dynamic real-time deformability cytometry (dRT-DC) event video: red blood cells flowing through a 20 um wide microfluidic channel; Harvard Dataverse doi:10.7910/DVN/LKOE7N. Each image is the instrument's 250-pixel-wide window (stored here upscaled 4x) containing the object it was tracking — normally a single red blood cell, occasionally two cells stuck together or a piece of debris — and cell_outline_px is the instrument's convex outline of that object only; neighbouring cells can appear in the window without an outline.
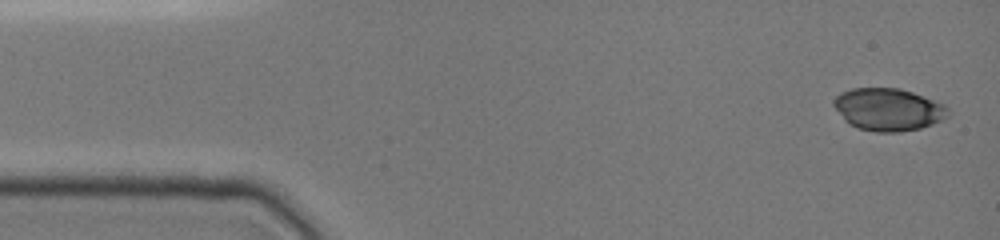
{"species": "common noctule bat (a hibernating species)", "species_latin": "Nyctalus noctula", "temperature_condition": "cold", "stored_images_in_passage": 13, "camera_frame_rate_fps": 3000, "um_per_image_px": 0.085, "animal": {"sex": "female", "body_mass_g": 19.0, "forearm_length_mm": 51.5}, "frame": {"image": 1, "passage_image": 1, "time_ms": 0.0, "image_size_px": [1000, 240], "cell_outline_px": [[948, 116], [944, 120], [920, 128], [900, 132], [876, 132], [856, 128], [848, 124], [844, 120], [832, 104], [832, 100], [840, 92], [852, 88], [900, 88], [936, 100], [944, 104], [948, 108]], "centroid_in_image_um": [75.49, 9.31], "position_along_channel_um": 9.5, "area_um2": 28.61}}
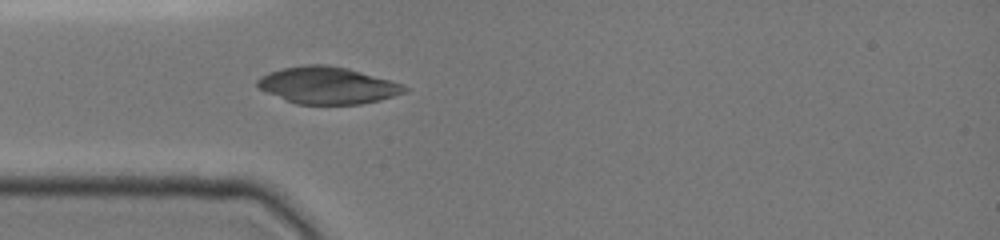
{"frame": {"image": 2, "passage_image": 10, "time_ms": 4.0, "image_size_px": [1000, 240], "cell_outline_px": [[408, 92], [380, 100], [360, 104], [296, 104], [268, 92], [260, 88], [256, 84], [256, 80], [260, 76], [268, 72], [280, 68], [304, 64], [328, 64], [348, 68], [388, 80], [400, 84], [408, 88]], "centroid_in_image_um": [27.82, 7.24], "position_along_channel_um": 57.2, "area_um2": 31.62}}
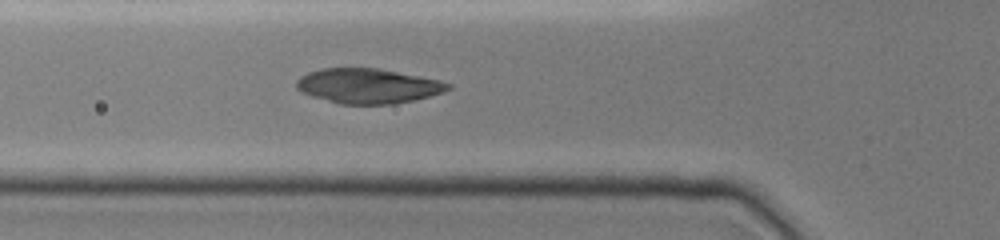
{"frame": {"image": 3, "passage_image": 13, "time_ms": 5.0, "image_size_px": [1000, 240], "cell_outline_px": [[452, 88], [444, 92], [412, 100], [392, 104], [340, 104], [312, 96], [300, 92], [296, 88], [296, 80], [300, 76], [308, 72], [320, 68], [380, 68], [440, 80], [452, 84]], "centroid_in_image_um": [31.26, 7.29], "position_along_channel_um": 94.5, "area_um2": 30.92}}